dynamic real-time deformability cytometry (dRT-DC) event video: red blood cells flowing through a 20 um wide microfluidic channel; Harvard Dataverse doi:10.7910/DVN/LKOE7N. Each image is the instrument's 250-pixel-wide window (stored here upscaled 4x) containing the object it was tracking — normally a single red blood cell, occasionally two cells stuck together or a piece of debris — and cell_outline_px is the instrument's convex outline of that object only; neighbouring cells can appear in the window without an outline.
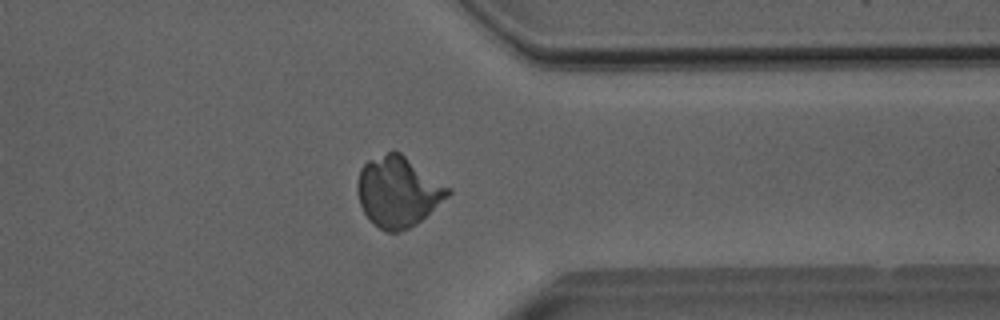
{"species": "Egyptian fruit bat (a non-hibernating species)", "species_latin": "Rousettus aegyptiacus", "temperature_condition": "room temperature", "stored_images_in_passage": 51, "camera_frame_rate_fps": 3000, "um_per_image_px": 0.085, "animal": {"sex": "male"}, "frame": {"image": 1, "passage_image": 40, "time_ms": 13.0, "image_size_px": [1000, 320], "cell_outline_px": [[452, 192], [448, 196], [416, 224], [400, 232], [388, 232], [380, 228], [364, 212], [360, 204], [356, 188], [356, 184], [360, 168], [368, 160], [388, 152], [400, 152], [452, 188]], "centroid_in_image_um": [33.84, 16.28], "position_along_channel_um": 377.6, "area_um2": 36.88}}
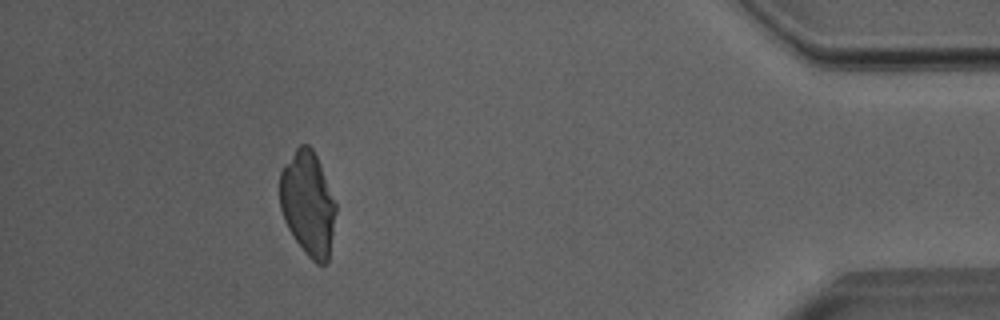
{"frame": {"image": 2, "passage_image": 46, "time_ms": 15.0, "image_size_px": [1000, 320], "cell_outline_px": [[336, 212], [328, 260], [324, 264], [316, 264], [308, 256], [292, 236], [284, 220], [280, 208], [280, 172], [296, 148], [300, 144], [308, 144], [312, 148], [320, 164], [336, 204]], "centroid_in_image_um": [26.16, 17.31], "position_along_channel_um": 409.0, "area_um2": 33.76}}